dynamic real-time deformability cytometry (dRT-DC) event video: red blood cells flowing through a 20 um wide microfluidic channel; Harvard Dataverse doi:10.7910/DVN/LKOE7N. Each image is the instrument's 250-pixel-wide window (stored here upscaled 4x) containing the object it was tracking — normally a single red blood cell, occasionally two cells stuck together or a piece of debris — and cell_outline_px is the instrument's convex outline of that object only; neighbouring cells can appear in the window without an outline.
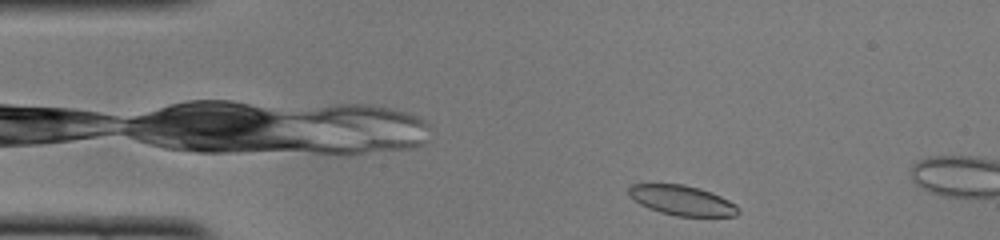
{"species": "common noctule bat (a hibernating species)", "species_latin": "Nyctalus noctula", "temperature_condition": "cold", "stored_images_in_passage": 6, "camera_frame_rate_fps": 3000, "um_per_image_px": 0.085, "animal": {"sex": "female", "body_mass_g": 22.0, "forearm_length_mm": 56.7}, "frame": {"image": 1, "passage_image": 1, "time_ms": 0.0, "image_size_px": [1000, 240], "cell_outline_px": [[740, 212], [736, 216], [676, 216], [660, 212], [648, 208], [640, 204], [628, 196], [628, 188], [632, 184], [684, 184], [700, 188], [712, 192], [736, 204], [740, 208]], "centroid_in_image_um": [57.98, 17.03], "position_along_channel_um": 27.0, "area_um2": 19.25}}